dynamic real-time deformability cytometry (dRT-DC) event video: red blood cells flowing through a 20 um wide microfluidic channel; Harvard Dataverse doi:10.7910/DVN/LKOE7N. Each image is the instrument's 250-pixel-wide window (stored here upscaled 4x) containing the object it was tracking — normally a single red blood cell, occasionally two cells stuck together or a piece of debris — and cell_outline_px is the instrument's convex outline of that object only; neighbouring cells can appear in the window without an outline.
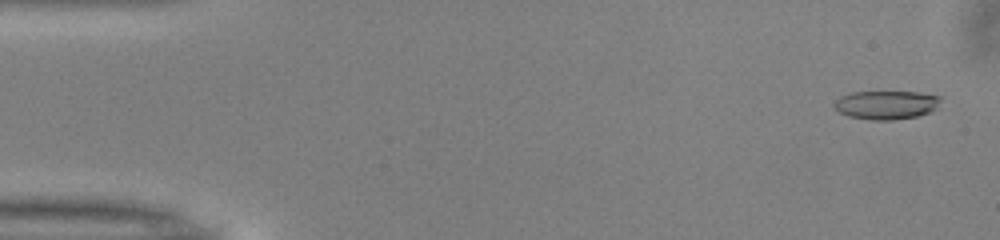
{"species": "common noctule bat (a hibernating species)", "species_latin": "Nyctalus noctula", "temperature_condition": "warm", "stored_images_in_passage": 51, "camera_frame_rate_fps": 3000, "um_per_image_px": 0.085, "animal": {"sex": "male", "body_mass_g": 13.0, "forearm_length_mm": 53.1}, "frame": {"image": 1, "passage_image": 2, "time_ms": 0.333, "image_size_px": [1000, 240], "cell_outline_px": [[940, 100], [936, 108], [932, 112], [916, 116], [892, 120], [872, 120], [848, 116], [832, 108], [832, 104], [840, 96], [852, 92], [920, 92], [940, 96]], "centroid_in_image_um": [75.3, 8.91], "position_along_channel_um": 9.7, "area_um2": 17.86}}
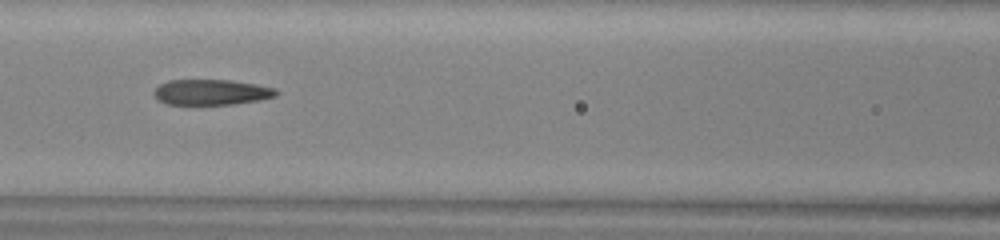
{"frame": {"image": 2, "passage_image": 22, "time_ms": 7.0, "image_size_px": [1000, 240], "cell_outline_px": [[280, 92], [276, 96], [260, 100], [232, 104], [168, 104], [160, 100], [152, 92], [160, 84], [168, 80], [232, 80], [256, 84], [276, 88]], "centroid_in_image_um": [18.02, 7.82], "position_along_channel_um": 148.6, "area_um2": 18.15}}
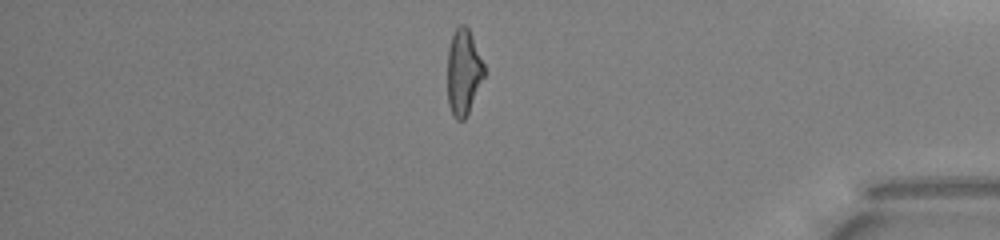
{"frame": {"image": 3, "passage_image": 43, "time_ms": 14.0, "image_size_px": [1000, 240], "cell_outline_px": [[488, 72], [464, 120], [456, 120], [452, 116], [448, 104], [448, 48], [452, 36], [456, 28], [460, 24], [464, 24], [468, 28], [472, 36]], "centroid_in_image_um": [39.42, 6.15], "position_along_channel_um": 395.8, "area_um2": 18.67}, "authors_computed_cell_mechanics": {"area_um2": 19.074, "velocity_mm_per_s": 4.0414, "shape_relaxation_time_tau1_ms": 6.4587, "shape_relaxation_time_tau2_ms": 2.0602, "deformation_change_tau1": 0.2229, "deformation_change_tau2": 0.1174}}